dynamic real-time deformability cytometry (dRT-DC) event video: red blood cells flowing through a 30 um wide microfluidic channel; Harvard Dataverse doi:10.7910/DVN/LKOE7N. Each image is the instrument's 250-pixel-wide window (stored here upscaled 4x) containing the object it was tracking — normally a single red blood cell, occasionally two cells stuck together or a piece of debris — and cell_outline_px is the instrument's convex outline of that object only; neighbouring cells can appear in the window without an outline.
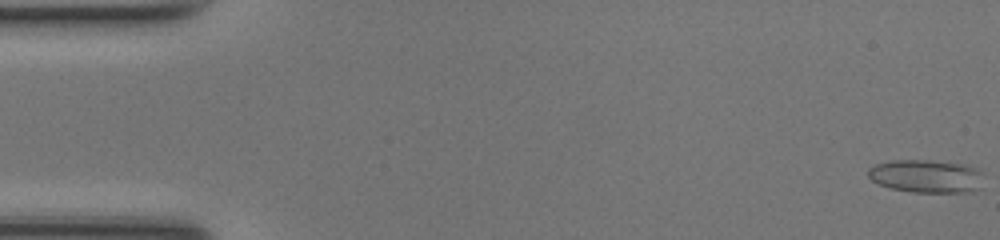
{"species": "common noctule bat (a hibernating species)", "species_latin": "Nyctalus noctula", "temperature_condition": "room temperature", "stored_images_in_passage": 49, "camera_frame_rate_fps": 3000, "um_per_image_px": 0.085, "animal": {"sex": "female", "body_mass_g": 17.0, "forearm_length_mm": 48.0}, "frame": {"image": 1, "passage_image": 1, "time_ms": 0.0, "image_size_px": [1000, 240], "cell_outline_px": [[980, 188], [968, 192], [912, 192], [892, 188], [880, 184], [872, 180], [868, 176], [868, 168], [876, 164], [892, 160], [928, 160], [960, 164], [980, 168]], "centroid_in_image_um": [78.71, 14.97], "position_along_channel_um": 6.3, "area_um2": 22.02}}
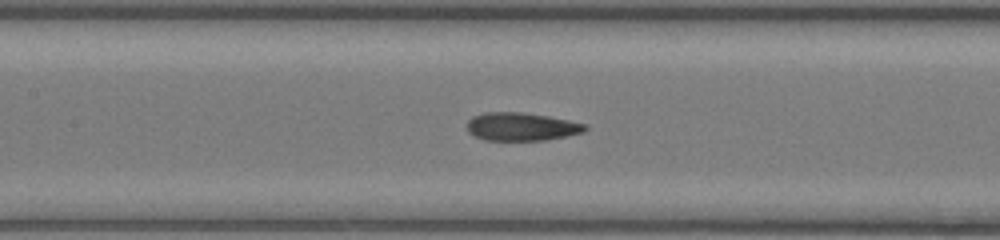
{"frame": {"image": 2, "passage_image": 23, "time_ms": 7.333, "image_size_px": [1000, 240], "cell_outline_px": [[588, 128], [584, 132], [544, 140], [484, 140], [468, 132], [468, 120], [472, 116], [484, 112], [520, 112], [548, 116], [588, 124]], "centroid_in_image_um": [44.32, 10.76], "position_along_channel_um": 163.1, "area_um2": 19.31}}
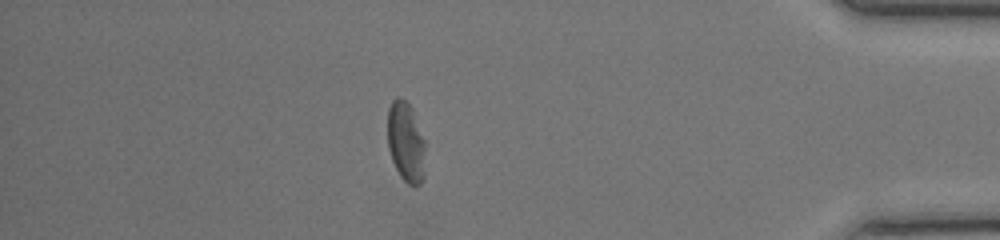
{"frame": {"image": 3, "passage_image": 43, "time_ms": 14.0, "image_size_px": [1000, 240], "cell_outline_px": [[424, 176], [420, 184], [408, 184], [400, 176], [392, 160], [388, 148], [388, 108], [392, 100], [396, 96], [400, 96], [412, 108], [424, 140]], "centroid_in_image_um": [34.48, 12.04], "position_along_channel_um": 400.7, "area_um2": 17.51}, "authors_computed_cell_mechanics": {"area_um2": 19.2474, "velocity_mm_per_s": 4.224, "shape_relaxation_time_tau1_ms": null, "shape_relaxation_time_tau2_ms": 1.3507, "deformation_change_tau1": null, "deformation_change_tau2": 0.0878}}